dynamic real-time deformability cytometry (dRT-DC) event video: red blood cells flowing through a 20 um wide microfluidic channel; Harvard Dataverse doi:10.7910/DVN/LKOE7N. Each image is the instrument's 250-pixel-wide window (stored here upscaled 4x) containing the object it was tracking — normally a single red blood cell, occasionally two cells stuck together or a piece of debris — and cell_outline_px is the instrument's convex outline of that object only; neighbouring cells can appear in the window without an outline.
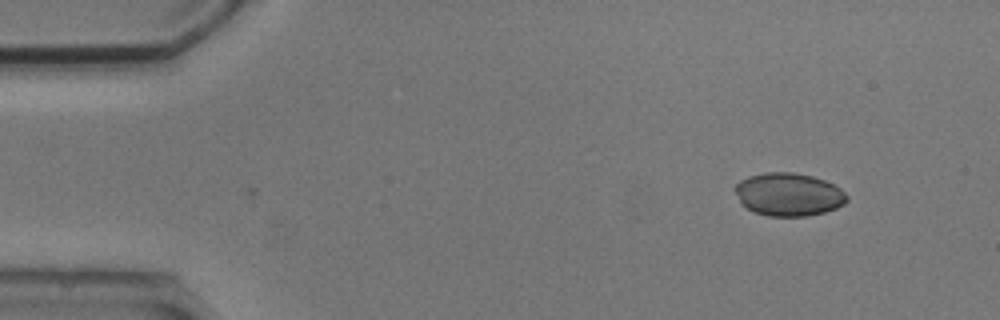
{"species": "common noctule bat (a hibernating species)", "species_latin": "Nyctalus noctula", "temperature_condition": "cold", "stored_images_in_passage": 3, "camera_frame_rate_fps": 3000, "um_per_image_px": 0.085, "animal": {"sex": "male", "body_mass_g": 20.5, "forearm_length_mm": 52.5}, "frame": {"image": 1, "passage_image": 1, "time_ms": 0.0, "image_size_px": [1000, 320], "cell_outline_px": [[848, 200], [844, 204], [836, 208], [824, 212], [808, 216], [768, 216], [756, 212], [740, 204], [732, 188], [740, 180], [748, 176], [764, 172], [792, 172], [812, 176], [824, 180], [840, 188], [848, 196]], "centroid_in_image_um": [67.0, 16.52], "position_along_channel_um": 18.0, "area_um2": 28.26}}
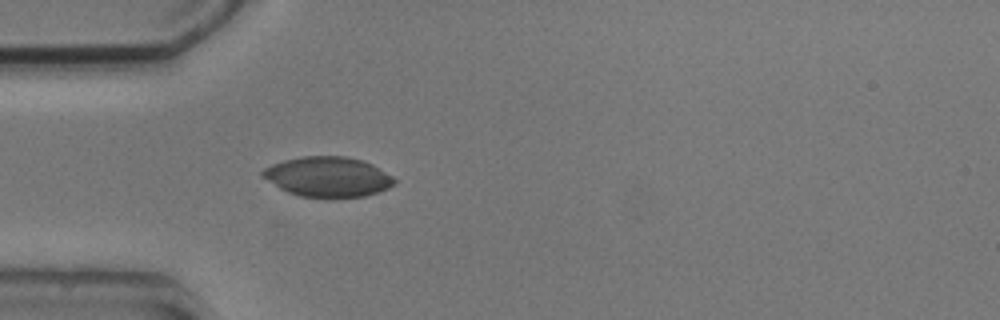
{"frame": {"image": 2, "passage_image": 3, "time_ms": 3.333, "image_size_px": [1000, 320], "cell_outline_px": [[396, 184], [388, 188], [364, 196], [328, 200], [324, 200], [300, 196], [288, 192], [280, 188], [260, 176], [260, 172], [264, 168], [272, 164], [284, 160], [300, 156], [344, 156], [364, 160], [372, 164], [392, 176], [396, 180]], "centroid_in_image_um": [27.85, 15.06], "position_along_channel_um": 57.1, "area_um2": 31.44}}